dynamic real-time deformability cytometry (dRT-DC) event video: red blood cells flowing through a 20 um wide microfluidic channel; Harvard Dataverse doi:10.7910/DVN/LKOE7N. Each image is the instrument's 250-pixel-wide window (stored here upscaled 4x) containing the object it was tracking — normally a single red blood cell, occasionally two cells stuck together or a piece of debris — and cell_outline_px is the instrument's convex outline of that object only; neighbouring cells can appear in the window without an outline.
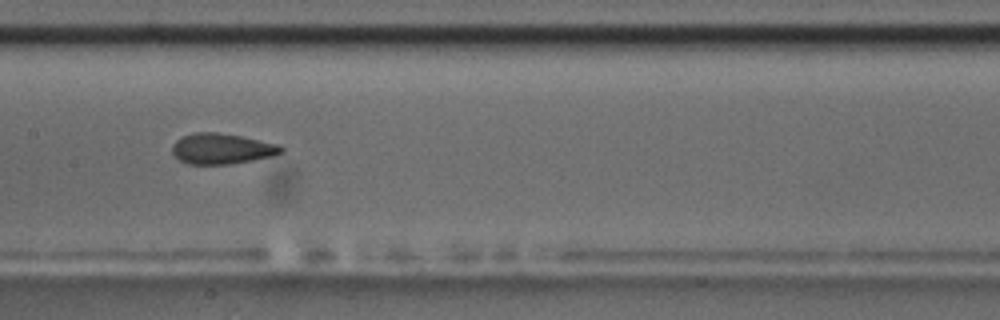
{"species": "common noctule bat (a hibernating species)", "species_latin": "Nyctalus noctula", "temperature_condition": "room temperature", "stored_images_in_passage": 7, "camera_frame_rate_fps": 3000, "um_per_image_px": 0.085, "animal": {"sex": "male", "body_mass_g": 17.5, "forearm_length_mm": 52.3}, "frame": {"image": 1, "passage_image": 7, "time_ms": 7.0, "image_size_px": [1000, 320], "cell_outline_px": [[284, 152], [272, 156], [252, 160], [228, 164], [188, 164], [180, 160], [172, 152], [172, 144], [176, 140], [184, 136], [196, 132], [216, 132], [240, 136], [280, 144], [284, 148]], "centroid_in_image_um": [18.87, 12.64], "position_along_channel_um": 188.5, "area_um2": 19.36}}